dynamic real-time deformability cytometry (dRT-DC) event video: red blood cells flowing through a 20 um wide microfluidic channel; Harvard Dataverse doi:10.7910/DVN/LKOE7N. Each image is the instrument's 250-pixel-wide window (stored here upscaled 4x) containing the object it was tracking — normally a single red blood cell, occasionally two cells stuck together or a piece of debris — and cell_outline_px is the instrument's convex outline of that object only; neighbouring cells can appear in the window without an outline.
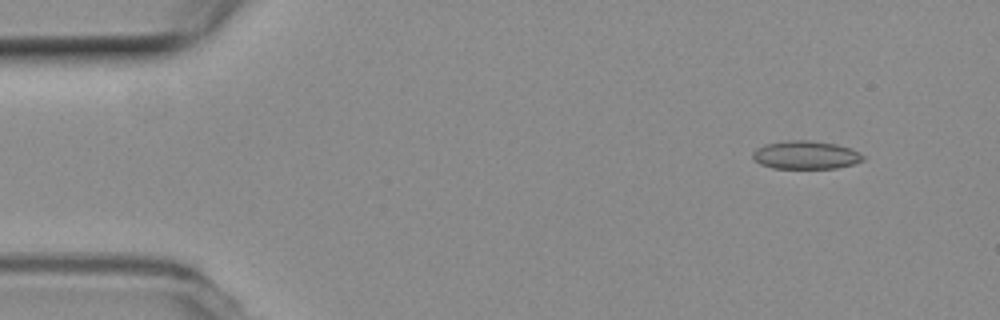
{"species": "common noctule bat (a hibernating species)", "species_latin": "Nyctalus noctula", "temperature_condition": "room temperature", "stored_images_in_passage": 7, "camera_frame_rate_fps": 3000, "um_per_image_px": 0.085, "animal": {"sex": "female", "body_mass_g": 19.3, "forearm_length_mm": 54.1}, "frame": {"image": 1, "passage_image": 1, "time_ms": 0.0, "image_size_px": [1000, 320], "cell_outline_px": [[864, 160], [852, 164], [836, 168], [772, 168], [760, 164], [752, 156], [752, 152], [756, 148], [764, 144], [788, 140], [808, 140], [836, 144], [852, 148], [864, 156]], "centroid_in_image_um": [68.47, 13.17], "position_along_channel_um": 16.5, "area_um2": 18.15}}